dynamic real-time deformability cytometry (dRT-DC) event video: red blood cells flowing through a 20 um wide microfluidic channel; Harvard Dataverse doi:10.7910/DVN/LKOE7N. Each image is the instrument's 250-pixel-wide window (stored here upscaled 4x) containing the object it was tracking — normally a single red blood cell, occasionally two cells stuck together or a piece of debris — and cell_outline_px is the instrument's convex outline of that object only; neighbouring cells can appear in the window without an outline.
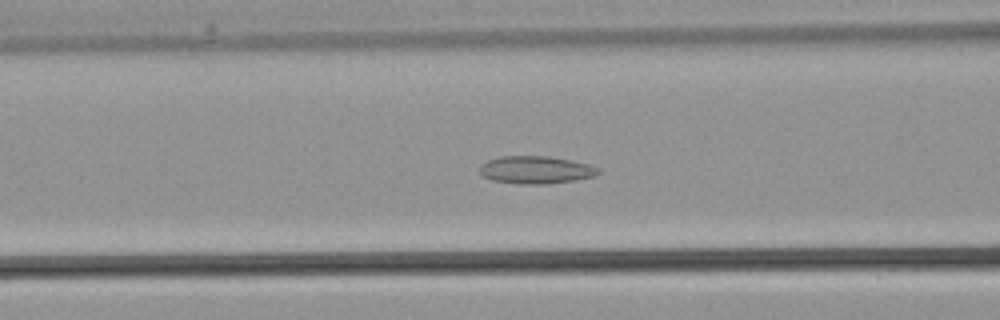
{"species": "common noctule bat (a hibernating species)", "species_latin": "Nyctalus noctula", "temperature_condition": "warm", "stored_images_in_passage": 38, "camera_frame_rate_fps": 3000, "um_per_image_px": 0.085, "animal": {"sex": "male", "body_mass_g": 21.5, "forearm_length_mm": 52.0}, "frame": {"image": 1, "passage_image": 15, "time_ms": 4.667, "image_size_px": [1000, 320], "cell_outline_px": [[600, 172], [596, 176], [576, 180], [544, 184], [520, 184], [492, 180], [480, 176], [480, 164], [488, 160], [504, 156], [548, 156], [572, 160], [588, 164], [600, 168]], "centroid_in_image_um": [45.55, 14.44], "position_along_channel_um": 121.0, "area_um2": 19.25}}
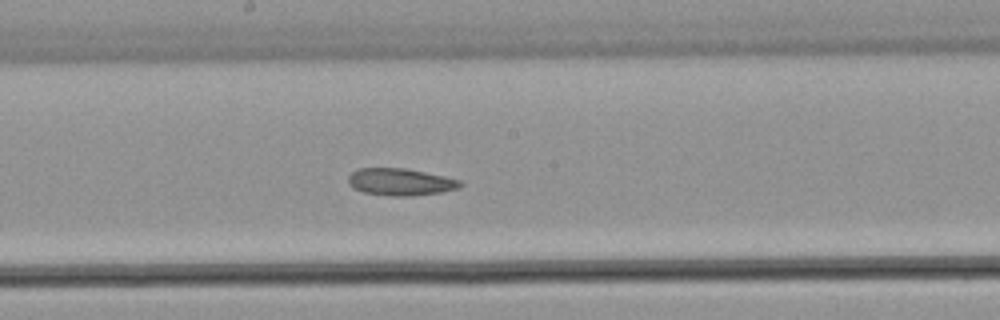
{"frame": {"image": 2, "passage_image": 20, "time_ms": 6.333, "image_size_px": [1000, 320], "cell_outline_px": [[464, 184], [460, 188], [440, 192], [412, 196], [388, 196], [364, 192], [352, 188], [348, 184], [348, 176], [356, 168], [404, 168], [444, 176], [460, 180]], "centroid_in_image_um": [34.01, 15.47], "position_along_channel_um": 214.2, "area_um2": 17.8}}
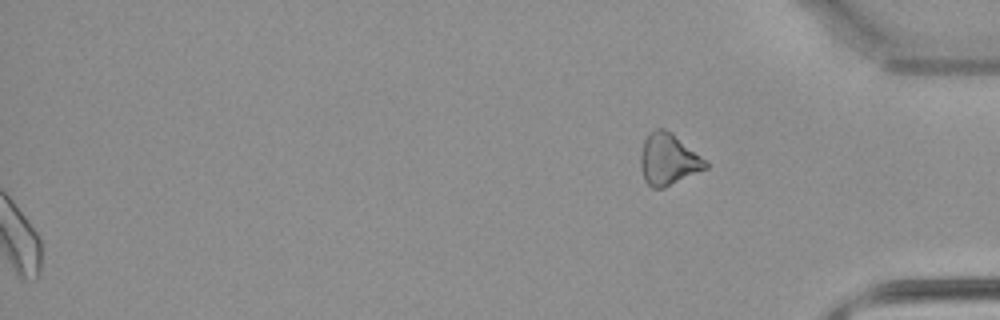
{"frame": {"image": 3, "passage_image": 38, "time_ms": 12.333, "image_size_px": [1000, 320], "cell_outline_px": [[708, 168], [664, 188], [652, 188], [644, 180], [640, 168], [640, 152], [644, 140], [656, 128], [664, 128], [672, 132], [700, 156], [708, 164]], "centroid_in_image_um": [56.78, 13.56], "position_along_channel_um": 378.4, "area_um2": 19.42}}